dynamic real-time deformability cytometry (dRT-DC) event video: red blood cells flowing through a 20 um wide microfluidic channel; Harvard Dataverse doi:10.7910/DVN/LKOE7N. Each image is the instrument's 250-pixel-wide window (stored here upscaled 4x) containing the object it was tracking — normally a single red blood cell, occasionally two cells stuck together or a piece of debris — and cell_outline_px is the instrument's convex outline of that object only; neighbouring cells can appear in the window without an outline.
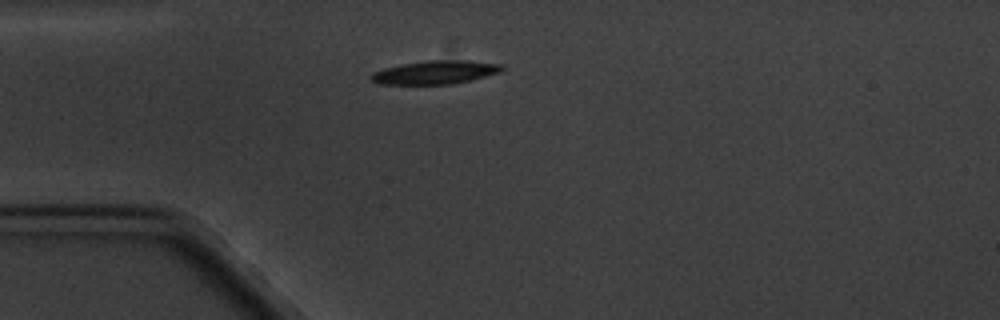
{"species": "common noctule bat (a hibernating species)", "species_latin": "Nyctalus noctula", "temperature_condition": "cold", "stored_images_in_passage": 1, "camera_frame_rate_fps": 3000, "um_per_image_px": 0.085, "animal": {"sex": "male", "body_mass_g": 20.1, "forearm_length_mm": 53.5}, "frame": {"image": 1, "passage_image": 1, "time_ms": 0.0, "image_size_px": [1000, 320], "cell_outline_px": [[504, 68], [500, 72], [452, 84], [376, 84], [368, 80], [368, 76], [372, 72], [384, 68], [424, 60], [468, 60], [500, 64]], "centroid_in_image_um": [36.9, 6.15], "position_along_channel_um": 48.1, "area_um2": 17.92}}